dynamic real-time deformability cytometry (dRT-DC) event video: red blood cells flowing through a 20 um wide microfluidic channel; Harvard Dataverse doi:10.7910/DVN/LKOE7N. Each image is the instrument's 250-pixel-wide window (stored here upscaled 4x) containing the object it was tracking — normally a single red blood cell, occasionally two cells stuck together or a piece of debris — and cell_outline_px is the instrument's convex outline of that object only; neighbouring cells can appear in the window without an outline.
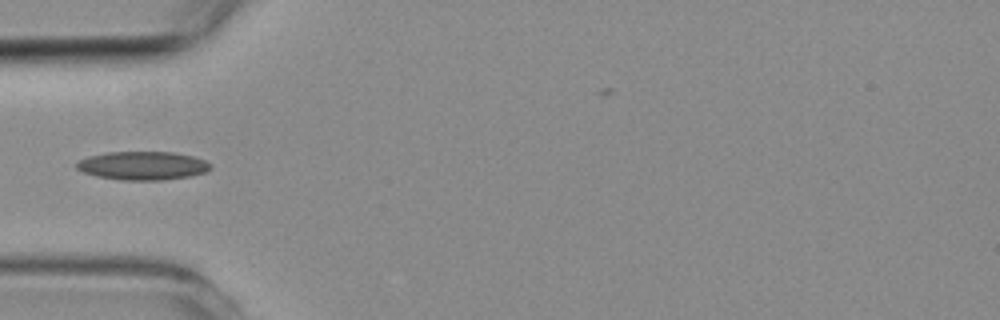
{"species": "common noctule bat (a hibernating species)", "species_latin": "Nyctalus noctula", "temperature_condition": "room temperature", "stored_images_in_passage": 7, "camera_frame_rate_fps": 3000, "um_per_image_px": 0.085, "animal": {"sex": "female", "body_mass_g": 19.3, "forearm_length_mm": 54.1}, "frame": {"image": 1, "passage_image": 6, "time_ms": 5.667, "image_size_px": [1000, 320], "cell_outline_px": [[212, 168], [204, 172], [188, 176], [160, 180], [120, 180], [96, 176], [84, 172], [76, 168], [76, 164], [80, 160], [88, 156], [108, 152], [172, 152], [192, 156], [204, 160], [212, 164]], "centroid_in_image_um": [12.12, 14.08], "position_along_channel_um": 72.9, "area_um2": 22.08}}